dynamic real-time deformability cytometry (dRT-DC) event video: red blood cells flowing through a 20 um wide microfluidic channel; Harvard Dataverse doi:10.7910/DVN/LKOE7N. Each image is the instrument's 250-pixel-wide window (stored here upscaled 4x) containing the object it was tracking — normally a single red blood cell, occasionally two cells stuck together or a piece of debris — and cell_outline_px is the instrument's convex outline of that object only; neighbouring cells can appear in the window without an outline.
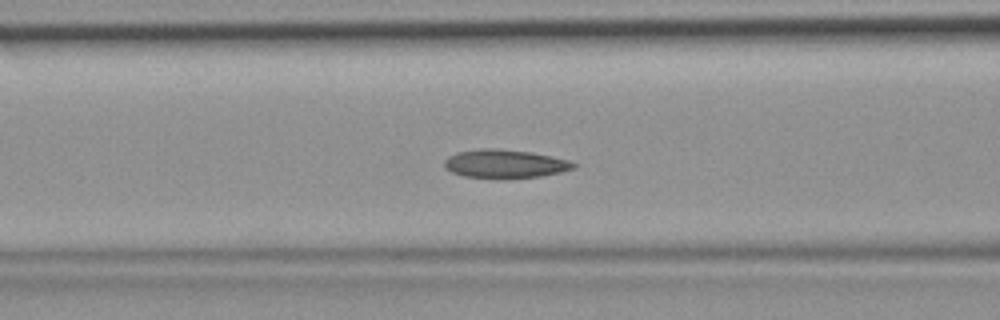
{"species": "common noctule bat (a hibernating species)", "species_latin": "Nyctalus noctula", "temperature_condition": "room temperature", "stored_images_in_passage": 47, "camera_frame_rate_fps": 3000, "um_per_image_px": 0.085, "animal": {"sex": "female", "body_mass_g": 19.9}, "frame": {"image": 1, "passage_image": 19, "time_ms": 6.0, "image_size_px": [1000, 320], "cell_outline_px": [[576, 168], [560, 172], [540, 176], [496, 180], [464, 176], [452, 172], [444, 168], [444, 160], [448, 156], [456, 152], [480, 148], [500, 148], [532, 152], [572, 160], [576, 164]], "centroid_in_image_um": [42.91, 13.93], "position_along_channel_um": 123.7, "area_um2": 22.14}}
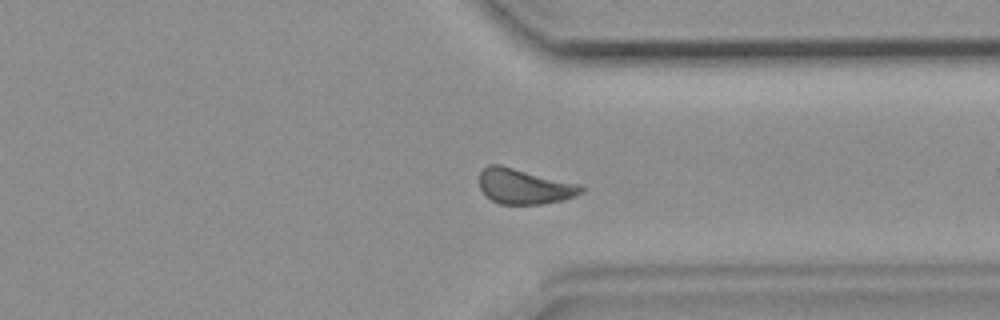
{"frame": {"image": 2, "passage_image": 36, "time_ms": 11.667, "image_size_px": [1000, 320], "cell_outline_px": [[584, 192], [576, 196], [564, 200], [540, 204], [500, 204], [492, 200], [480, 188], [480, 172], [488, 164], [500, 164], [584, 184]], "centroid_in_image_um": [44.64, 15.82], "position_along_channel_um": 366.8, "area_um2": 21.33}}
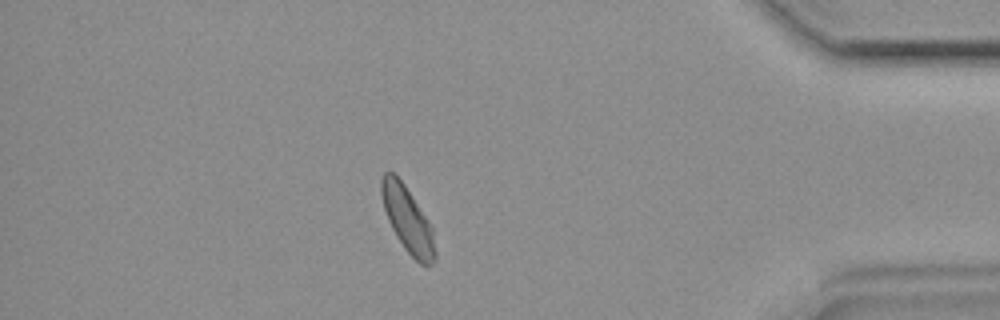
{"frame": {"image": 3, "passage_image": 41, "time_ms": 13.333, "image_size_px": [1000, 320], "cell_outline_px": [[436, 260], [432, 264], [420, 264], [404, 248], [396, 236], [388, 220], [384, 208], [380, 192], [380, 180], [384, 172], [392, 172], [404, 184], [428, 220], [432, 228], [436, 252]], "centroid_in_image_um": [34.64, 18.67], "position_along_channel_um": 400.6, "area_um2": 20.29}}